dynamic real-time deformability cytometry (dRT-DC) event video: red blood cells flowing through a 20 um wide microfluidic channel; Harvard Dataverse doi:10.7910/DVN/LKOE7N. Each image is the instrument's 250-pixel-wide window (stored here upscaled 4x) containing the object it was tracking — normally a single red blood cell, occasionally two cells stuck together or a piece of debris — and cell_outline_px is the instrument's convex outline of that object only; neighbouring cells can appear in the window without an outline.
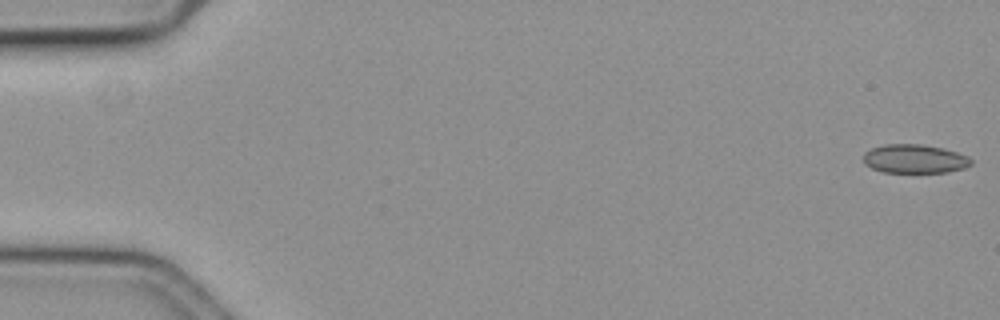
{"species": "common noctule bat (a hibernating species)", "species_latin": "Nyctalus noctula", "temperature_condition": "cold", "stored_images_in_passage": 54, "camera_frame_rate_fps": 3000, "um_per_image_px": 0.085, "animal": {"sex": "female", "body_mass_g": 19.3, "forearm_length_mm": 54.1}, "frame": {"image": 1, "passage_image": 1, "time_ms": 0.0, "image_size_px": [1000, 320], "cell_outline_px": [[972, 164], [964, 168], [944, 172], [884, 172], [872, 168], [864, 164], [864, 152], [872, 148], [884, 144], [920, 144], [944, 148], [968, 156], [972, 160]], "centroid_in_image_um": [77.74, 13.49], "position_along_channel_um": 7.3, "area_um2": 18.03}}
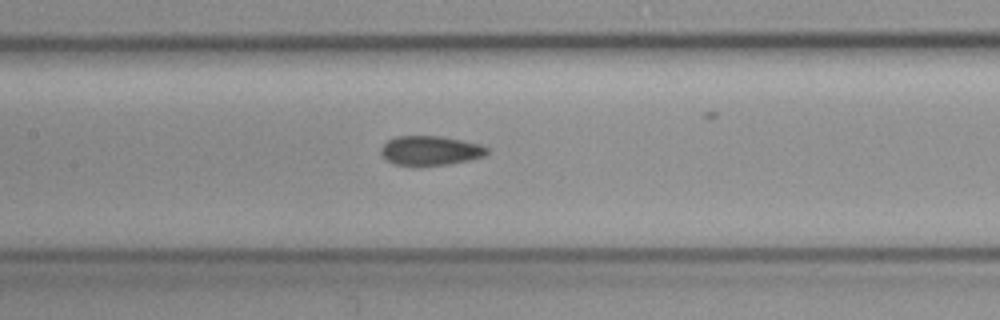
{"frame": {"image": 2, "passage_image": 28, "time_ms": 9.0, "image_size_px": [1000, 320], "cell_outline_px": [[488, 152], [484, 156], [468, 160], [448, 164], [416, 168], [396, 164], [388, 160], [380, 152], [380, 148], [388, 140], [396, 136], [444, 136], [480, 144], [488, 148]], "centroid_in_image_um": [36.57, 12.82], "position_along_channel_um": 170.8, "area_um2": 18.55}}
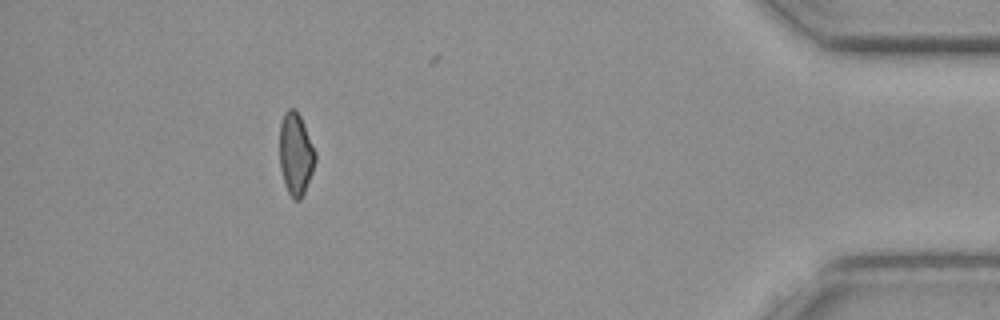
{"frame": {"image": 3, "passage_image": 53, "time_ms": 17.333, "image_size_px": [1000, 320], "cell_outline_px": [[316, 160], [312, 172], [304, 192], [300, 200], [292, 200], [284, 184], [280, 168], [280, 124], [284, 112], [288, 108], [296, 108], [300, 116], [316, 152]], "centroid_in_image_um": [25.13, 13.09], "position_along_channel_um": 410.1, "area_um2": 17.17}}